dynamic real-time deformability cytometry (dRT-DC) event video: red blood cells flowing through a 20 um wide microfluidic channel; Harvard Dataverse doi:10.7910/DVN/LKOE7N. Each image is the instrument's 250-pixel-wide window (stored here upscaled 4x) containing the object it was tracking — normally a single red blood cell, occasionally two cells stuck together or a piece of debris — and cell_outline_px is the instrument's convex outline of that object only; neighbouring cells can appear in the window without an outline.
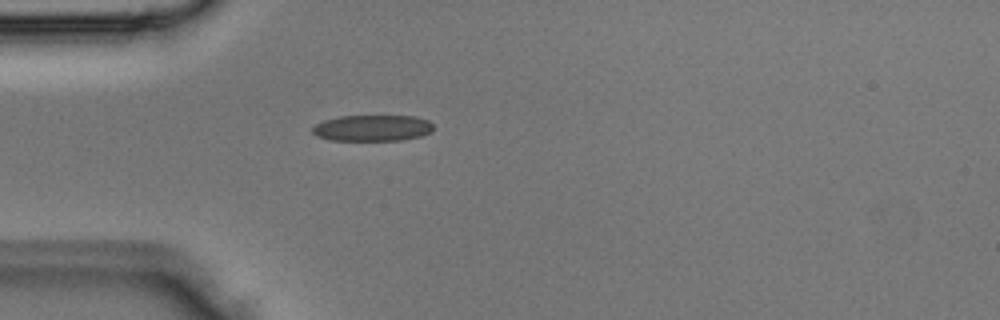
{"species": "Egyptian fruit bat (a non-hibernating species)", "species_latin": "Rousettus aegyptiacus", "temperature_condition": "room temperature", "stored_images_in_passage": 2, "camera_frame_rate_fps": 3000, "um_per_image_px": 0.085, "animal": {"sex": "male"}, "frame": {"image": 1, "passage_image": 2, "time_ms": 0.333, "image_size_px": [1000, 320], "cell_outline_px": [[432, 132], [420, 136], [400, 140], [332, 140], [316, 136], [312, 132], [312, 128], [316, 124], [324, 120], [340, 116], [416, 116], [428, 120], [432, 124]], "centroid_in_image_um": [31.65, 10.88], "position_along_channel_um": 53.3, "area_um2": 18.38}}